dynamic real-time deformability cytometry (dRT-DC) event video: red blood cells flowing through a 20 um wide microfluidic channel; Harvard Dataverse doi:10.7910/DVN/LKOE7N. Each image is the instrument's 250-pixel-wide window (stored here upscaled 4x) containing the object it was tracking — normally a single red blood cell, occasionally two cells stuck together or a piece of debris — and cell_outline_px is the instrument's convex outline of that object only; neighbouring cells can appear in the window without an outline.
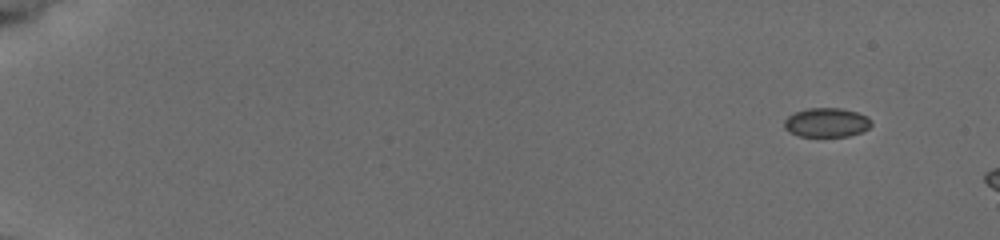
{"species": "common noctule bat (a hibernating species)", "species_latin": "Nyctalus noctula", "temperature_condition": "cold", "stored_images_in_passage": 53, "camera_frame_rate_fps": 3000, "um_per_image_px": 0.085, "animal": {"sex": "female", "body_mass_g": 19.5, "forearm_length_mm": 54.1}, "frame": {"image": 1, "passage_image": 1, "time_ms": 0.0, "image_size_px": [1000, 240], "cell_outline_px": [[872, 124], [868, 128], [860, 132], [848, 136], [800, 136], [788, 132], [784, 128], [784, 120], [788, 116], [796, 112], [808, 108], [840, 108], [856, 112], [868, 116], [872, 120]], "centroid_in_image_um": [70.25, 10.41], "position_along_channel_um": 14.7, "area_um2": 14.8}}
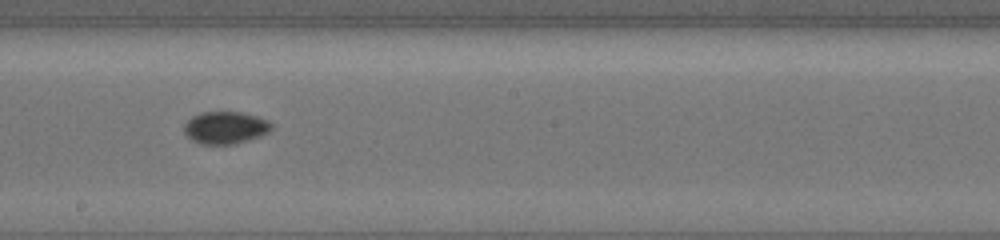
{"frame": {"image": 2, "passage_image": 31, "time_ms": 10.0, "image_size_px": [1000, 240], "cell_outline_px": [[272, 128], [268, 132], [260, 136], [236, 144], [200, 144], [192, 140], [184, 132], [184, 124], [192, 116], [200, 112], [240, 112], [256, 116], [268, 120], [272, 124]], "centroid_in_image_um": [19.15, 10.85], "position_along_channel_um": 229.1, "area_um2": 16.47}}
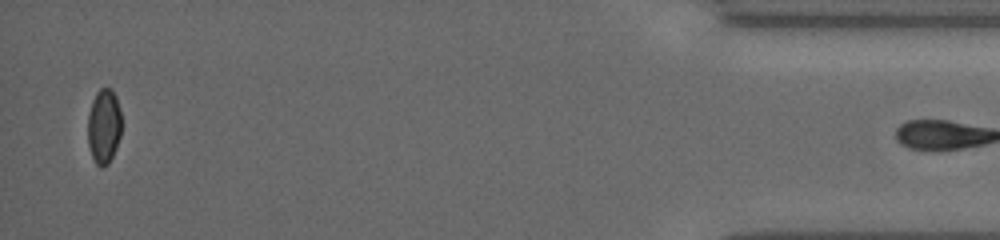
{"frame": {"image": 3, "passage_image": 52, "time_ms": 17.0, "image_size_px": [1000, 240], "cell_outline_px": [[120, 136], [116, 148], [108, 164], [100, 168], [96, 164], [92, 156], [88, 144], [88, 116], [92, 100], [96, 92], [100, 88], [112, 88], [116, 96], [120, 112]], "centroid_in_image_um": [8.82, 10.72], "position_along_channel_um": 426.4, "area_um2": 14.68}}